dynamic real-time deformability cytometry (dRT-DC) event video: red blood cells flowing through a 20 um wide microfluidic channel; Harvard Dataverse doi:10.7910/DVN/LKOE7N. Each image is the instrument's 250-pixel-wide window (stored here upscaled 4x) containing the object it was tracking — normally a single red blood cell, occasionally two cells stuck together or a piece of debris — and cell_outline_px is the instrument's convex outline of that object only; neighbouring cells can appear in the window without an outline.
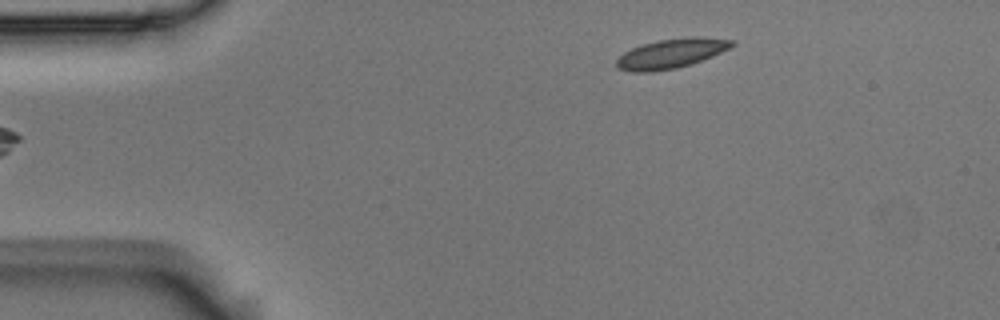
{"species": "Egyptian fruit bat (a non-hibernating species)", "species_latin": "Rousettus aegyptiacus", "temperature_condition": "room temperature", "stored_images_in_passage": 3, "camera_frame_rate_fps": 3000, "um_per_image_px": 0.085, "animal": {"sex": "male"}, "frame": {"image": 1, "passage_image": 1, "time_ms": 0.0, "image_size_px": [1000, 320], "cell_outline_px": [[736, 44], [712, 56], [692, 64], [676, 68], [652, 72], [632, 72], [620, 68], [616, 64], [616, 60], [624, 52], [632, 48], [644, 44], [660, 40], [692, 36], [696, 36], [736, 40]], "centroid_in_image_um": [57.08, 4.54], "position_along_channel_um": 27.9, "area_um2": 19.71}}
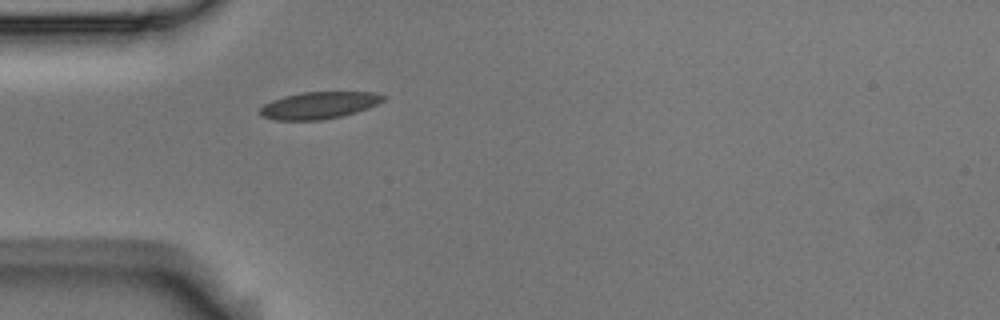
{"frame": {"image": 2, "passage_image": 3, "time_ms": 0.667, "image_size_px": [1000, 320], "cell_outline_px": [[384, 100], [368, 108], [356, 112], [340, 116], [320, 120], [276, 120], [260, 116], [260, 108], [264, 104], [272, 100], [284, 96], [300, 92], [372, 92], [384, 96]], "centroid_in_image_um": [27.07, 8.95], "position_along_channel_um": 57.9, "area_um2": 19.25}}